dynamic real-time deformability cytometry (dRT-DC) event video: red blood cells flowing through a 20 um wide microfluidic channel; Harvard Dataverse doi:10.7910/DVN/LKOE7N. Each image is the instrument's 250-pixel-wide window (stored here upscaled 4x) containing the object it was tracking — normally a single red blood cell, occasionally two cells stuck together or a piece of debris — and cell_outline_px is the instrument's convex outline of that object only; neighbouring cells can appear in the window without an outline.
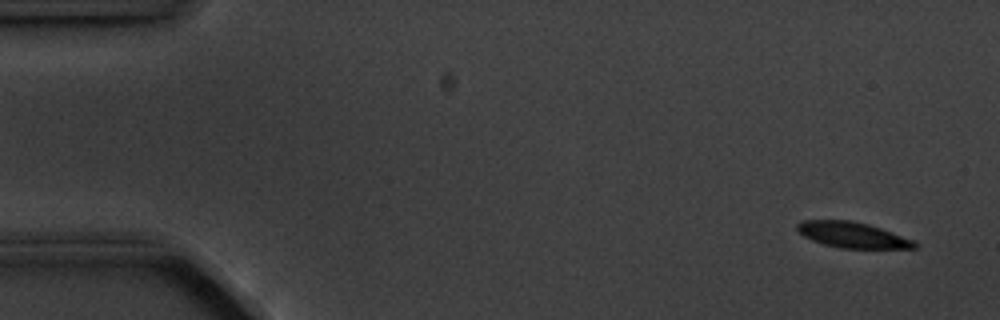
{"species": "common noctule bat (a hibernating species)", "species_latin": "Nyctalus noctula", "temperature_condition": "cold", "stored_images_in_passage": 7, "camera_frame_rate_fps": 3000, "um_per_image_px": 0.085, "animal": {"sex": "male", "body_mass_g": 20.1, "forearm_length_mm": 53.5}, "frame": {"image": 1, "passage_image": 1, "time_ms": 0.0, "image_size_px": [1000, 320], "cell_outline_px": [[916, 248], [840, 248], [824, 244], [812, 240], [804, 236], [796, 228], [796, 224], [804, 220], [852, 220], [868, 224], [916, 240]], "centroid_in_image_um": [72.47, 19.96], "position_along_channel_um": 12.5, "area_um2": 17.51}}
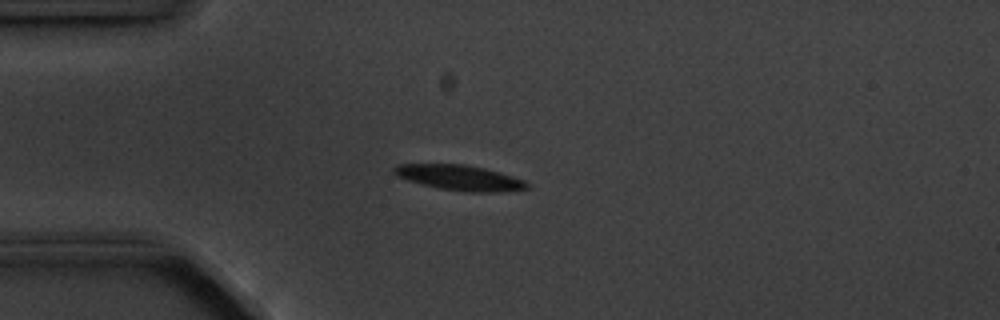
{"frame": {"image": 2, "passage_image": 4, "time_ms": 3.667, "image_size_px": [1000, 320], "cell_outline_px": [[528, 188], [504, 192], [468, 192], [440, 188], [408, 180], [396, 176], [392, 172], [392, 168], [400, 164], [464, 164], [484, 168], [512, 176], [524, 180], [528, 184]], "centroid_in_image_um": [39.07, 15.1], "position_along_channel_um": 45.9, "area_um2": 19.42}}
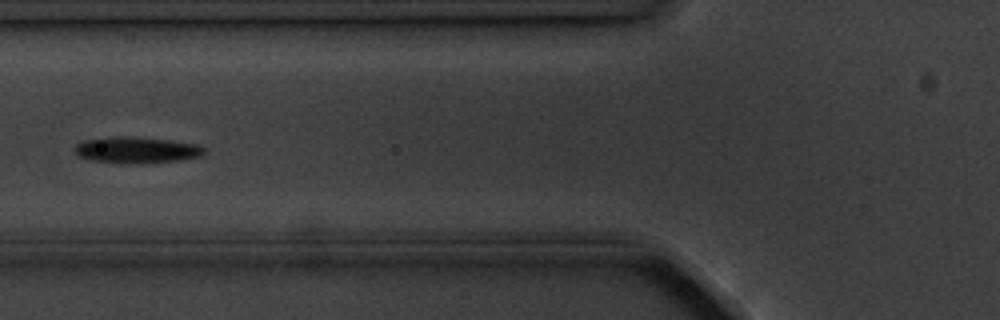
{"frame": {"image": 3, "passage_image": 6, "time_ms": 6.0, "image_size_px": [1000, 320], "cell_outline_px": [[208, 152], [200, 156], [180, 160], [144, 164], [140, 164], [88, 160], [80, 156], [76, 152], [76, 144], [84, 140], [116, 136], [132, 136], [172, 140], [200, 144]], "centroid_in_image_um": [11.69, 12.74], "position_along_channel_um": 114.1, "area_um2": 20.06}}